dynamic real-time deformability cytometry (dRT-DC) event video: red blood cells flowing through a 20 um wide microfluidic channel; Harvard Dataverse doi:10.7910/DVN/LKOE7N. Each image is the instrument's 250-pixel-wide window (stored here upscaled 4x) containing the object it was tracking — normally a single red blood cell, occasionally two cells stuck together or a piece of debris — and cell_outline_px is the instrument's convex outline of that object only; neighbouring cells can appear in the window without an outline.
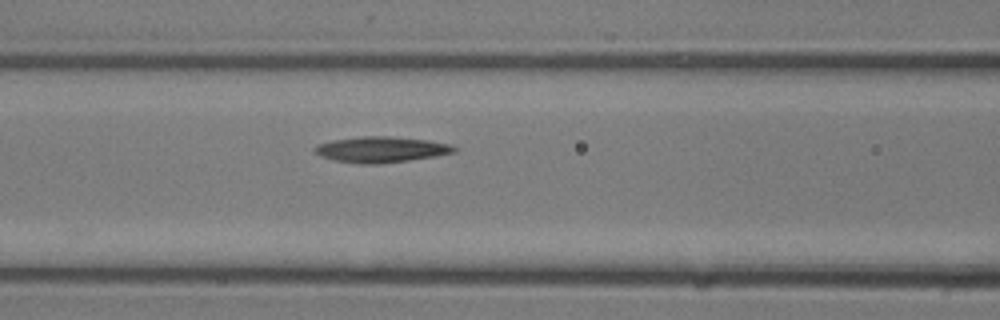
{"species": "common noctule bat (a hibernating species)", "species_latin": "Nyctalus noctula", "temperature_condition": "room temperature", "stored_images_in_passage": 6, "camera_frame_rate_fps": 3000, "um_per_image_px": 0.085, "animal": {"sex": "male", "body_mass_g": 13.3}, "frame": {"image": 1, "passage_image": 6, "time_ms": 1.667, "image_size_px": [1000, 320], "cell_outline_px": [[456, 152], [436, 156], [408, 160], [376, 164], [360, 164], [332, 160], [320, 156], [312, 148], [316, 144], [332, 140], [360, 136], [388, 136], [428, 140], [448, 144], [456, 148]], "centroid_in_image_um": [32.34, 12.71], "position_along_channel_um": 134.3, "area_um2": 20.98}}